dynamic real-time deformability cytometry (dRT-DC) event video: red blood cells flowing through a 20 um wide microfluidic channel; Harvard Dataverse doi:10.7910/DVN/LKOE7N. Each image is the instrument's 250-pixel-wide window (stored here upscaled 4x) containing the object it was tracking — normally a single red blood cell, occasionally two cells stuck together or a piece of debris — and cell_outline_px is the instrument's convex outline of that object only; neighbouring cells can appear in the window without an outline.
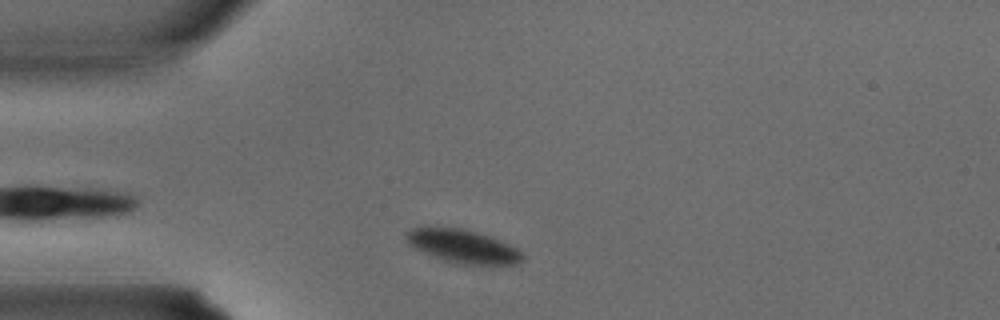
{"species": "common noctule bat (a hibernating species)", "species_latin": "Nyctalus noctula", "temperature_condition": "warm", "stored_images_in_passage": 23, "camera_frame_rate_fps": 3000, "um_per_image_px": 0.085, "animal": {"sex": "male", "body_mass_g": 15.6}, "frame": {"image": 1, "passage_image": 3, "time_ms": 0.667, "image_size_px": [1000, 320], "cell_outline_px": [[524, 260], [516, 264], [456, 264], [444, 260], [424, 252], [408, 244], [404, 232], [412, 228], [424, 224], [428, 224], [460, 228], [488, 236], [500, 240], [516, 248], [524, 256]], "centroid_in_image_um": [39.26, 20.89], "position_along_channel_um": 45.7, "area_um2": 22.89}}
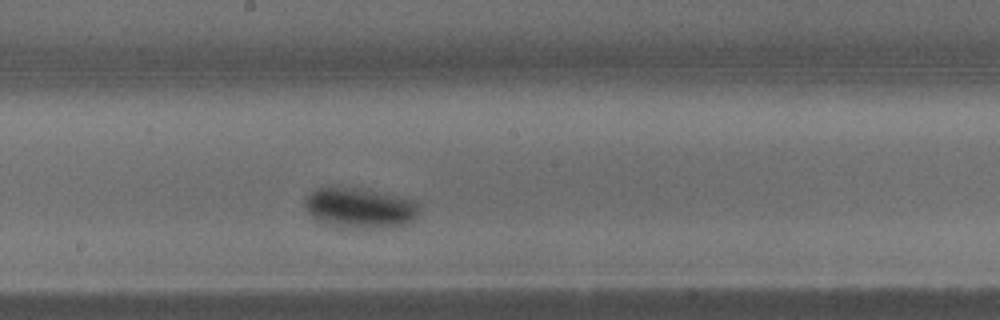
{"frame": {"image": 2, "passage_image": 13, "time_ms": 4.0, "image_size_px": [1000, 320], "cell_outline_px": [[420, 212], [412, 220], [404, 224], [388, 228], [356, 232], [336, 228], [312, 216], [304, 208], [304, 200], [312, 192], [320, 188], [352, 188], [376, 192], [416, 200]], "centroid_in_image_um": [30.59, 17.76], "position_along_channel_um": 217.6, "area_um2": 27.28}}
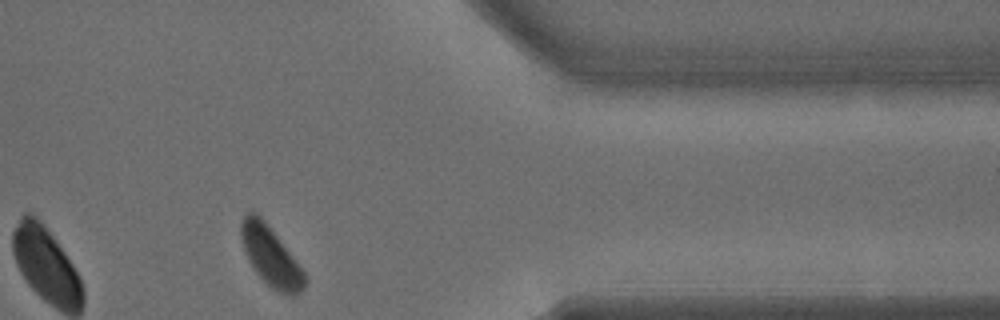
{"frame": {"image": 3, "passage_image": 23, "time_ms": 7.333, "image_size_px": [1000, 320], "cell_outline_px": [[308, 280], [304, 288], [296, 296], [288, 296], [272, 288], [256, 272], [244, 248], [240, 236], [240, 224], [244, 216], [248, 212], [256, 212], [264, 220], [308, 276]], "centroid_in_image_um": [23.05, 21.81], "position_along_channel_um": 388.4, "area_um2": 21.73}}